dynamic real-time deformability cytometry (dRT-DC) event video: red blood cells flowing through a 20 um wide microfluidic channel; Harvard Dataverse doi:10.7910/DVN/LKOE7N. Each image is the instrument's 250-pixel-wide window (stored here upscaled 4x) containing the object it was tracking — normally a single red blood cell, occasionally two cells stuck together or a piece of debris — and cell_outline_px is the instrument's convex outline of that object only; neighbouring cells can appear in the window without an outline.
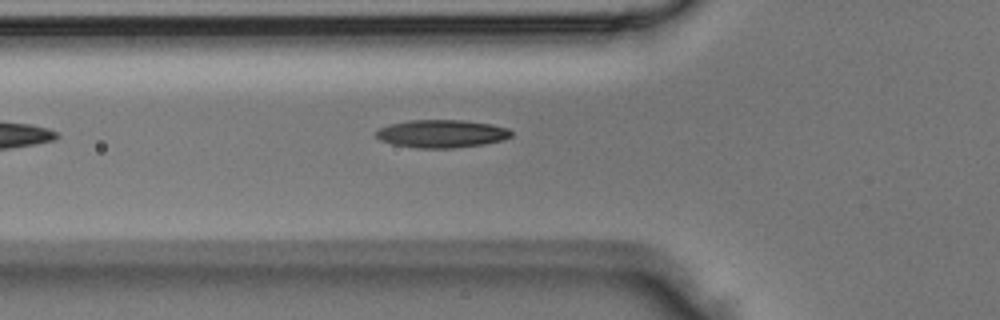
{"species": "Egyptian fruit bat (a non-hibernating species)", "species_latin": "Rousettus aegyptiacus", "temperature_condition": "room temperature", "stored_images_in_passage": 4, "camera_frame_rate_fps": 3000, "um_per_image_px": 0.085, "animal": {"sex": "male"}, "frame": {"image": 1, "passage_image": 4, "time_ms": 1.0, "image_size_px": [1000, 320], "cell_outline_px": [[512, 136], [504, 140], [484, 144], [456, 148], [416, 148], [392, 144], [380, 140], [376, 136], [376, 132], [380, 128], [388, 124], [408, 120], [460, 120], [492, 124], [508, 128], [512, 132]], "centroid_in_image_um": [37.55, 11.37], "position_along_channel_um": 88.3, "area_um2": 22.14}}